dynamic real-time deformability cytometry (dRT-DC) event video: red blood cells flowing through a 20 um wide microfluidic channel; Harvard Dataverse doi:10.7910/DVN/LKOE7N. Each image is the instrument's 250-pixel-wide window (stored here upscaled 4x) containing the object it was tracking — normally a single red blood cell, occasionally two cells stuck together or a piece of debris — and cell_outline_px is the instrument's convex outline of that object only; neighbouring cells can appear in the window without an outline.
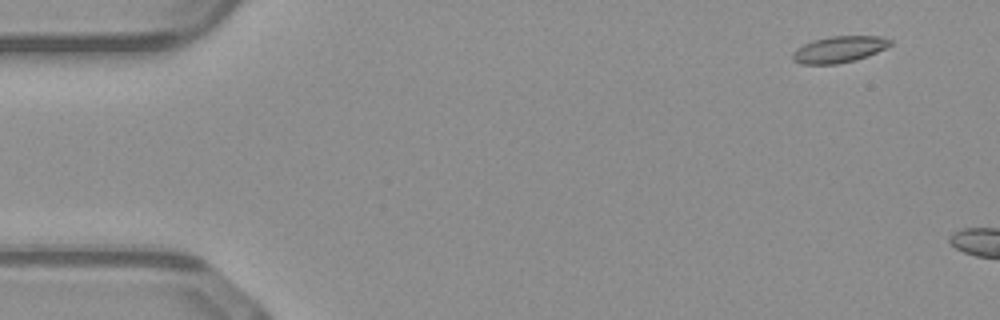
{"species": "common noctule bat (a hibernating species)", "species_latin": "Nyctalus noctula", "temperature_condition": "warm", "stored_images_in_passage": 5, "camera_frame_rate_fps": 3000, "um_per_image_px": 0.085, "animal": {"sex": "male", "body_mass_g": 23.1, "forearm_length_mm": 52.7}, "frame": {"image": 1, "passage_image": 1, "time_ms": 0.0, "image_size_px": [1000, 320], "cell_outline_px": [[892, 44], [868, 56], [856, 60], [836, 64], [800, 64], [792, 60], [792, 52], [796, 48], [812, 40], [832, 36], [880, 36], [892, 40]], "centroid_in_image_um": [71.29, 4.2], "position_along_channel_um": 13.7, "area_um2": 15.09}}